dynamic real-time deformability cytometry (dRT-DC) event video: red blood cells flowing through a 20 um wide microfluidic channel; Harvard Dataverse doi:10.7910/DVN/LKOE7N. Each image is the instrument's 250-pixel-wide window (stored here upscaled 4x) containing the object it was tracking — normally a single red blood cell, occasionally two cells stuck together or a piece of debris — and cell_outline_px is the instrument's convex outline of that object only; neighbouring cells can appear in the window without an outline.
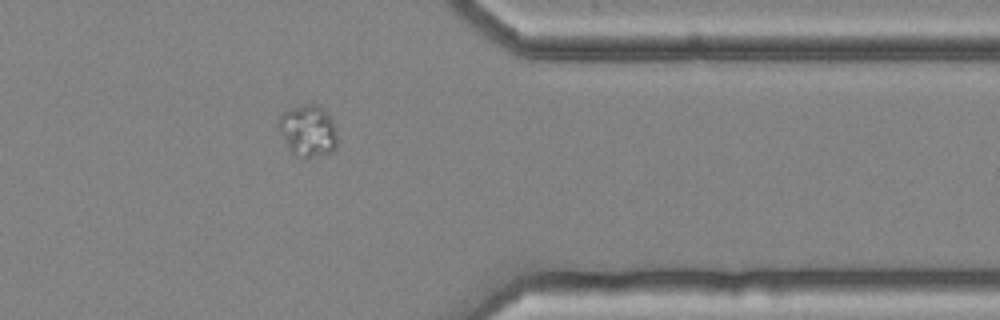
{"species": "common noctule bat (a hibernating species)", "species_latin": "Nyctalus noctula", "temperature_condition": "cold", "stored_images_in_passage": 41, "camera_frame_rate_fps": 3000, "um_per_image_px": 0.085, "animal": {"sex": "female", "body_mass_g": 25.1}, "frame": {"image": 1, "passage_image": 31, "time_ms": 10.0, "image_size_px": [1000, 320], "cell_outline_px": [[336, 144], [332, 152], [312, 156], [300, 156], [292, 152], [288, 148], [276, 124], [276, 120], [284, 112], [308, 100], [312, 100], [324, 108], [332, 120], [336, 132]], "centroid_in_image_um": [26.15, 11.02], "position_along_channel_um": 385.2, "area_um2": 17.86}}
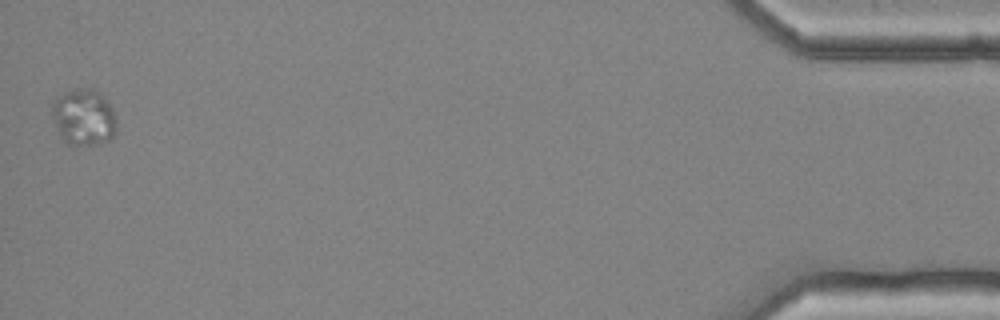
{"frame": {"image": 2, "passage_image": 41, "time_ms": 13.333, "image_size_px": [1000, 320], "cell_outline_px": [[116, 132], [108, 140], [96, 144], [64, 144], [60, 136], [52, 116], [52, 100], [64, 92], [72, 88], [88, 88], [100, 92], [104, 96], [112, 108], [116, 120]], "centroid_in_image_um": [7.1, 9.94], "position_along_channel_um": 428.1, "area_um2": 21.39}, "authors_computed_cell_mechanics": {"area_um2": 14.2188, "velocity_mm_per_s": 3.5219, "shape_relaxation_time_tau1_ms": null, "shape_relaxation_time_tau2_ms": 0.1345, "deformation_change_tau1": null, "deformation_change_tau2": null}}